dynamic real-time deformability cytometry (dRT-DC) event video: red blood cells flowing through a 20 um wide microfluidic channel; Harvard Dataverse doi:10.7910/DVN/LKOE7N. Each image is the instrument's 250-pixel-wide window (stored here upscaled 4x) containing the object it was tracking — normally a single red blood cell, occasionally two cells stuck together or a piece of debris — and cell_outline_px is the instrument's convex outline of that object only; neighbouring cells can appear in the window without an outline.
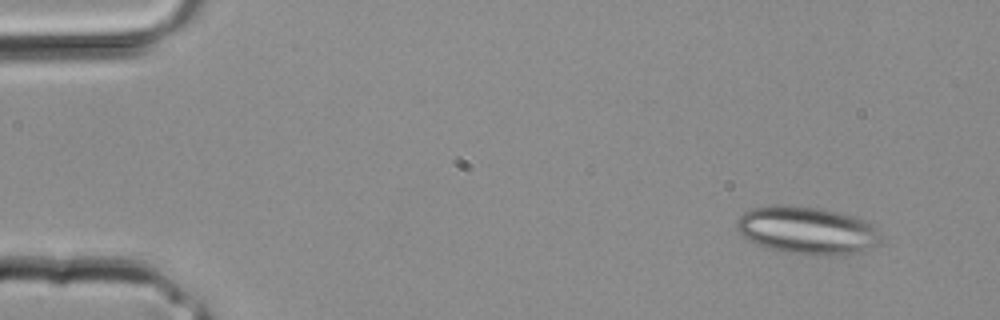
{"species": "common noctule bat (a hibernating species)", "species_latin": "Nyctalus noctula", "temperature_condition": "room temperature", "stored_images_in_passage": 4, "camera_frame_rate_fps": 3000, "um_per_image_px": 0.085, "animal": {"sex": "male", "body_mass_g": 20.4}, "frame": {"image": 1, "passage_image": 1, "time_ms": 0.0, "image_size_px": [1000, 320], "cell_outline_px": [[884, 240], [880, 244], [844, 256], [812, 256], [772, 248], [756, 244], [744, 236], [736, 228], [736, 220], [744, 212], [752, 208], [776, 204], [796, 204], [820, 208], [840, 212], [864, 220], [872, 224], [876, 228]], "centroid_in_image_um": [68.64, 19.57], "position_along_channel_um": 16.4, "area_um2": 40.46}}